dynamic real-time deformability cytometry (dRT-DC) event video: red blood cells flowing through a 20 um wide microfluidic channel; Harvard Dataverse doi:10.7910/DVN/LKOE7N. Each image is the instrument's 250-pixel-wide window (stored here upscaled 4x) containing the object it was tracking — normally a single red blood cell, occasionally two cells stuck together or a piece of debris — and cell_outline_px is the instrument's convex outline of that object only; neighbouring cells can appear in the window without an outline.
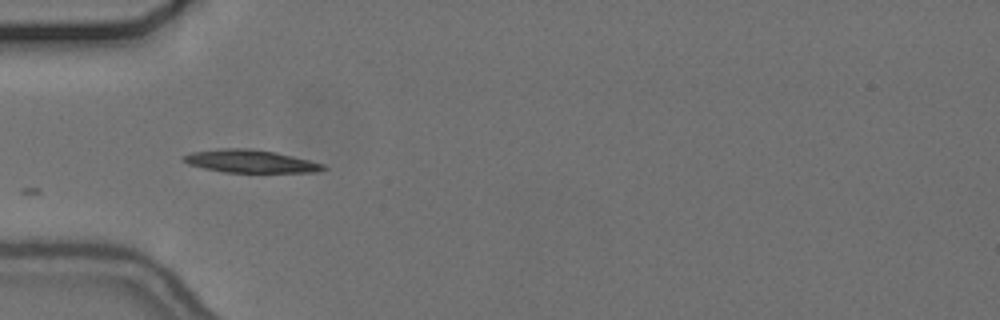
{"species": "common noctule bat (a hibernating species)", "species_latin": "Nyctalus noctula", "temperature_condition": "cold", "stored_images_in_passage": 33, "camera_frame_rate_fps": 3000, "um_per_image_px": 0.085, "animal": {"sex": "female", "body_mass_g": 24.6, "forearm_length_mm": 56.2}, "frame": {"image": 1, "passage_image": 1, "time_ms": 0.0, "image_size_px": [1000, 320], "cell_outline_px": [[328, 168], [316, 172], [224, 172], [204, 168], [188, 164], [180, 160], [180, 156], [192, 152], [220, 148], [248, 148], [276, 152], [324, 164]], "centroid_in_image_um": [21.23, 13.7], "position_along_channel_um": 63.8, "area_um2": 18.61}}
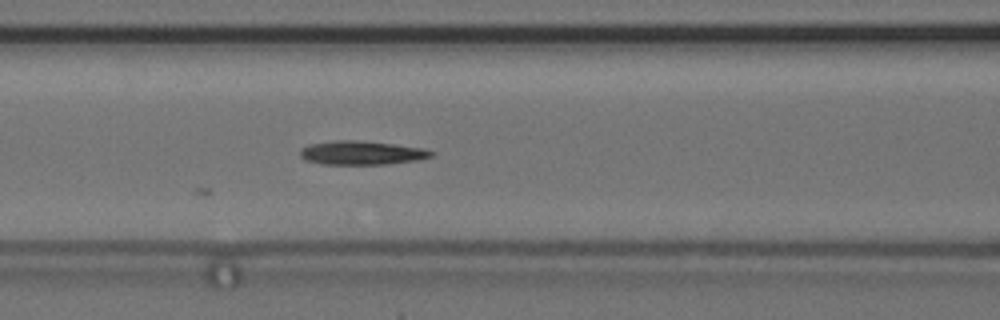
{"frame": {"image": 2, "passage_image": 7, "time_ms": 2.0, "image_size_px": [1000, 320], "cell_outline_px": [[436, 152], [432, 156], [420, 160], [388, 164], [324, 164], [304, 160], [300, 156], [300, 148], [308, 144], [336, 140], [356, 140], [396, 144], [424, 148]], "centroid_in_image_um": [30.76, 12.99], "position_along_channel_um": 135.8, "area_um2": 18.44}}
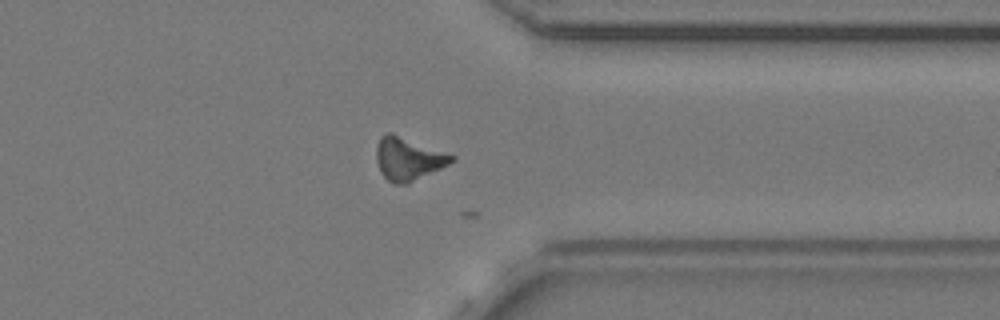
{"frame": {"image": 3, "passage_image": 27, "time_ms": 8.667, "image_size_px": [1000, 320], "cell_outline_px": [[456, 160], [408, 184], [396, 184], [388, 180], [380, 172], [376, 160], [376, 144], [380, 136], [384, 132], [392, 132], [456, 156]], "centroid_in_image_um": [34.67, 13.47], "position_along_channel_um": 376.7, "area_um2": 18.96}, "authors_computed_cell_mechanics": {"area_um2": 16.762, "velocity_mm_per_s": 3.6369, "shape_relaxation_time_tau1_ms": 3.5958, "shape_relaxation_time_tau2_ms": null, "deformation_change_tau1": null, "deformation_change_tau2": null}}